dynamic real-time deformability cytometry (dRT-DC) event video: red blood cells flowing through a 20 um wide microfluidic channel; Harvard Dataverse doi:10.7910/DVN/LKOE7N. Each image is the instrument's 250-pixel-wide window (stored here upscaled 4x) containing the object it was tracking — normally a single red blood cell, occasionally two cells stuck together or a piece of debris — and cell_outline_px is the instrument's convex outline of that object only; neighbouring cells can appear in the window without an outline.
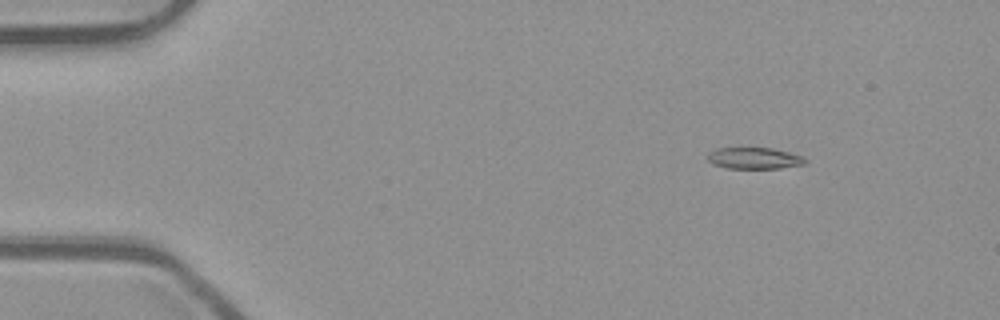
{"species": "common noctule bat (a hibernating species)", "species_latin": "Nyctalus noctula", "temperature_condition": "room temperature", "stored_images_in_passage": 53, "camera_frame_rate_fps": 3000, "um_per_image_px": 0.085, "animal": {"sex": "male", "body_mass_g": 23.1, "forearm_length_mm": 52.7}, "frame": {"image": 1, "passage_image": 7, "time_ms": 2.0, "image_size_px": [1000, 320], "cell_outline_px": [[808, 160], [804, 164], [780, 168], [728, 168], [712, 164], [708, 160], [708, 152], [716, 148], [772, 148], [804, 156]], "centroid_in_image_um": [64.12, 13.44], "position_along_channel_um": 20.9, "area_um2": 12.2}}
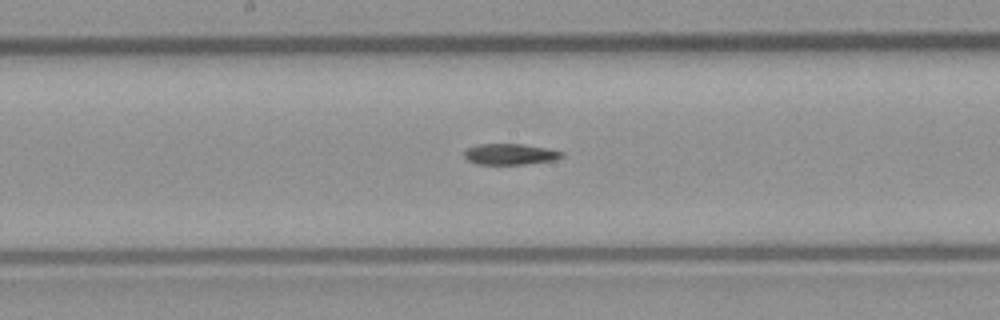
{"frame": {"image": 2, "passage_image": 28, "time_ms": 9.0, "image_size_px": [1000, 320], "cell_outline_px": [[564, 156], [556, 160], [524, 164], [476, 164], [468, 160], [464, 156], [464, 152], [468, 148], [476, 144], [520, 144], [548, 148], [564, 152]], "centroid_in_image_um": [43.38, 13.1], "position_along_channel_um": 204.8, "area_um2": 11.96}}
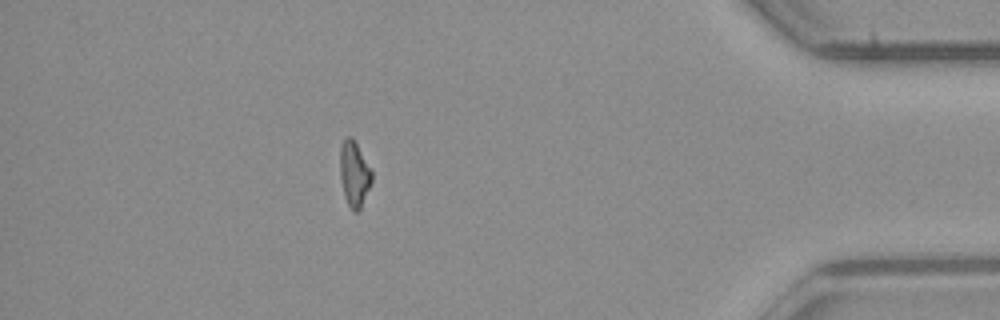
{"frame": {"image": 3, "passage_image": 47, "time_ms": 15.333, "image_size_px": [1000, 320], "cell_outline_px": [[372, 180], [360, 208], [356, 212], [352, 212], [344, 196], [340, 180], [340, 148], [344, 140], [348, 136], [352, 136], [372, 168]], "centroid_in_image_um": [30.11, 14.76], "position_along_channel_um": 405.1, "area_um2": 12.2}, "authors_computed_cell_mechanics": {"area_um2": 12.6582, "velocity_mm_per_s": 3.9195, "shape_relaxation_time_tau1_ms": 10.0372, "shape_relaxation_time_tau2_ms": null, "deformation_change_tau1": 0.2287, "deformation_change_tau2": null}}